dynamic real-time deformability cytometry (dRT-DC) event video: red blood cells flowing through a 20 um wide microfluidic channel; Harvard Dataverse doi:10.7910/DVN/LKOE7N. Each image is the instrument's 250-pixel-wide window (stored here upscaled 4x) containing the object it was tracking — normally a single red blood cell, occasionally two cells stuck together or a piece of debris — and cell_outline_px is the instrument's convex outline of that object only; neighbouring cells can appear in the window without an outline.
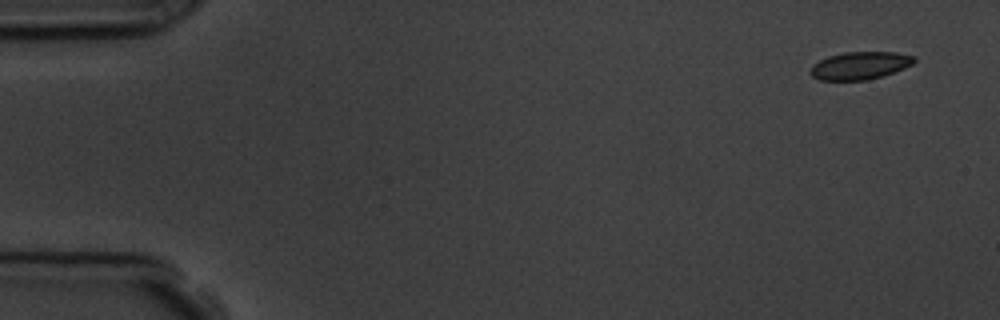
{"species": "common noctule bat (a hibernating species)", "species_latin": "Nyctalus noctula", "temperature_condition": "room temperature", "stored_images_in_passage": 5, "segment_of_instrument_passage": [1, 2], "camera_frame_rate_fps": 3000, "um_per_image_px": 0.085, "animal": {"sex": "male", "body_mass_g": 19.5, "forearm_length_mm": 54.6}, "frame": {"image": 1, "passage_image": 1, "time_ms": 0.0, "image_size_px": [1000, 320], "cell_outline_px": [[916, 60], [912, 64], [904, 68], [884, 76], [864, 80], [820, 80], [812, 76], [808, 72], [812, 64], [828, 56], [844, 52], [896, 52], [916, 56]], "centroid_in_image_um": [73.09, 5.57], "position_along_channel_um": 11.9, "area_um2": 16.88}}